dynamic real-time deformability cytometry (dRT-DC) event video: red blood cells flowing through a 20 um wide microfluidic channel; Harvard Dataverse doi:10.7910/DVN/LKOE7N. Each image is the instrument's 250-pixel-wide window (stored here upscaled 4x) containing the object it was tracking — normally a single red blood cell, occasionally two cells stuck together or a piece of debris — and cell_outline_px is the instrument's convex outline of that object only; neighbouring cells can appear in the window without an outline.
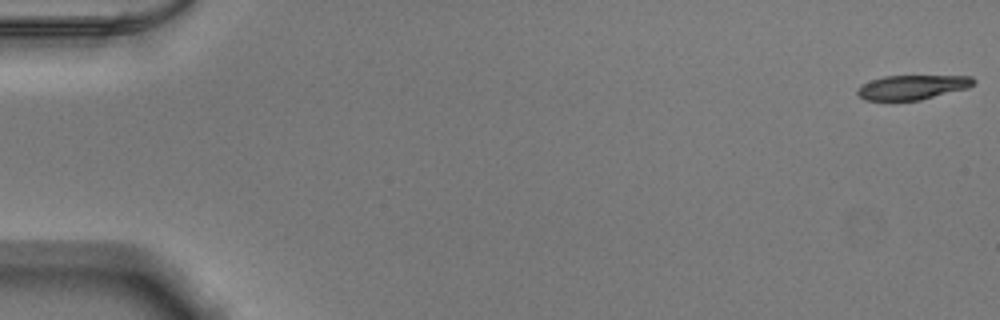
{"species": "Egyptian fruit bat (a non-hibernating species)", "species_latin": "Rousettus aegyptiacus", "temperature_condition": "warm", "stored_images_in_passage": 10, "camera_frame_rate_fps": 3000, "um_per_image_px": 0.085, "animal": {"sex": "male"}, "frame": {"image": 1, "passage_image": 1, "time_ms": 0.0, "image_size_px": [1000, 320], "cell_outline_px": [[976, 80], [968, 88], [920, 100], [864, 100], [856, 92], [860, 84], [884, 76], [972, 76]], "centroid_in_image_um": [77.53, 7.41], "position_along_channel_um": 7.5, "area_um2": 16.47}}